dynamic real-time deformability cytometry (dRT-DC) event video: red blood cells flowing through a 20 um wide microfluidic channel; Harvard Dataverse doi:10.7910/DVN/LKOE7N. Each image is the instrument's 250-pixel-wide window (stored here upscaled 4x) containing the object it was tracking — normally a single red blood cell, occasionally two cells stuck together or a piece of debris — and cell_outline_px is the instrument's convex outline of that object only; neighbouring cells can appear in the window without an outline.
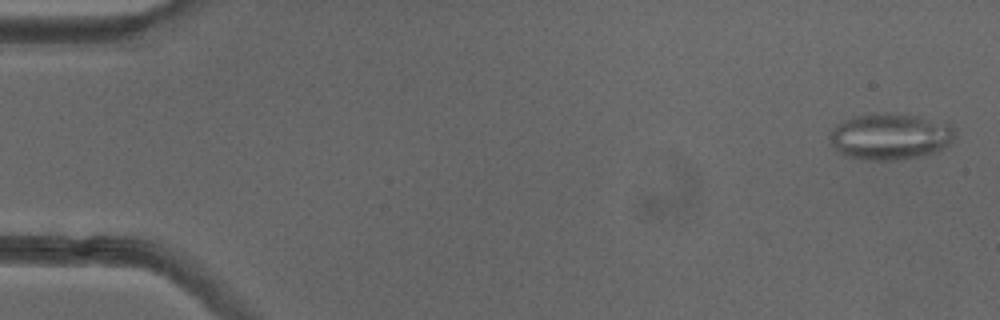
{"species": "common noctule bat (a hibernating species)", "species_latin": "Nyctalus noctula", "temperature_condition": "cold", "stored_images_in_passage": 11, "camera_frame_rate_fps": 3000, "um_per_image_px": 0.085, "animal": {"sex": "female"}, "frame": {"image": 1, "passage_image": 2, "time_ms": 0.333, "image_size_px": [1000, 320], "cell_outline_px": [[956, 132], [952, 140], [944, 148], [936, 152], [924, 156], [896, 160], [864, 160], [844, 156], [836, 152], [828, 136], [832, 128], [836, 124], [844, 120], [856, 116], [884, 112], [948, 120]], "centroid_in_image_um": [75.68, 11.6], "position_along_channel_um": 9.3, "area_um2": 34.56}}